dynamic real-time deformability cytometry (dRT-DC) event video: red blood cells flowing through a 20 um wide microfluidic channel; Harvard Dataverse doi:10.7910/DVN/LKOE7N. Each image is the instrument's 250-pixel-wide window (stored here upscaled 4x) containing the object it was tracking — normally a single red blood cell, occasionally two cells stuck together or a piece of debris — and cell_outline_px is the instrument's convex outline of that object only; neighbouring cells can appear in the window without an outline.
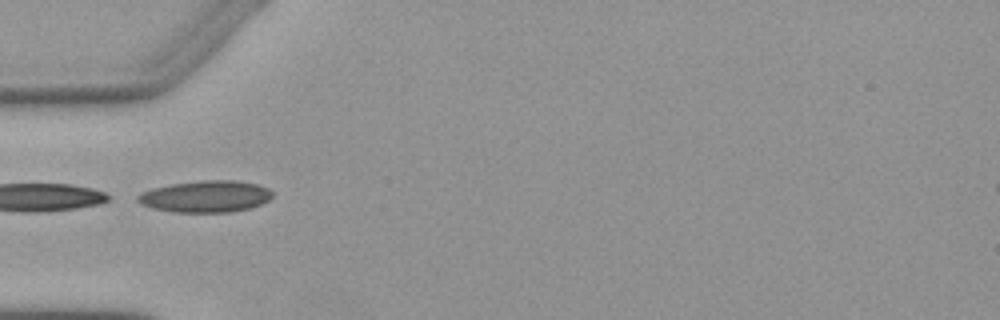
{"species": "Egyptian fruit bat (a non-hibernating species)", "species_latin": "Rousettus aegyptiacus", "temperature_condition": "warm", "stored_images_in_passage": 4, "camera_frame_rate_fps": 3000, "um_per_image_px": 0.085, "animal": {"sex": "female"}, "frame": {"image": 1, "passage_image": 1, "time_ms": 0.0, "image_size_px": [1000, 320], "cell_outline_px": [[272, 196], [268, 200], [260, 204], [248, 208], [232, 212], [176, 212], [152, 208], [140, 204], [136, 200], [136, 196], [140, 192], [152, 188], [172, 184], [204, 180], [236, 180], [256, 184], [268, 188], [272, 192]], "centroid_in_image_um": [17.44, 16.69], "position_along_channel_um": 67.6, "area_um2": 24.85}}
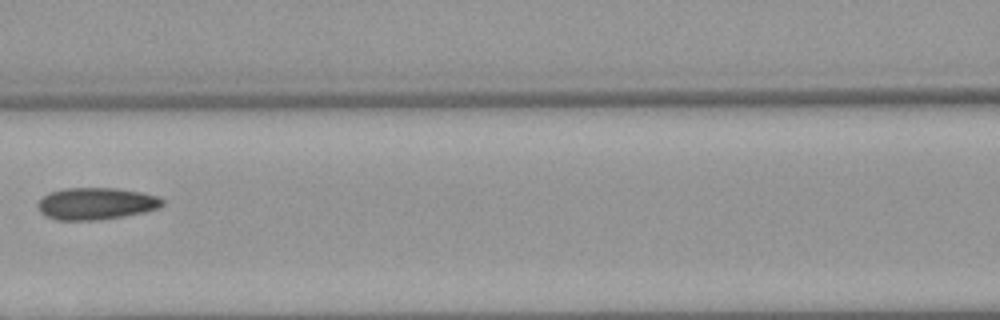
{"frame": {"image": 2, "passage_image": 3, "time_ms": 2.333, "image_size_px": [1000, 320], "cell_outline_px": [[164, 204], [160, 208], [144, 212], [124, 216], [100, 220], [56, 220], [40, 212], [36, 204], [48, 192], [64, 188], [116, 188], [140, 192], [156, 196], [164, 200]], "centroid_in_image_um": [8.16, 17.31], "position_along_channel_um": 158.4, "area_um2": 23.29}}
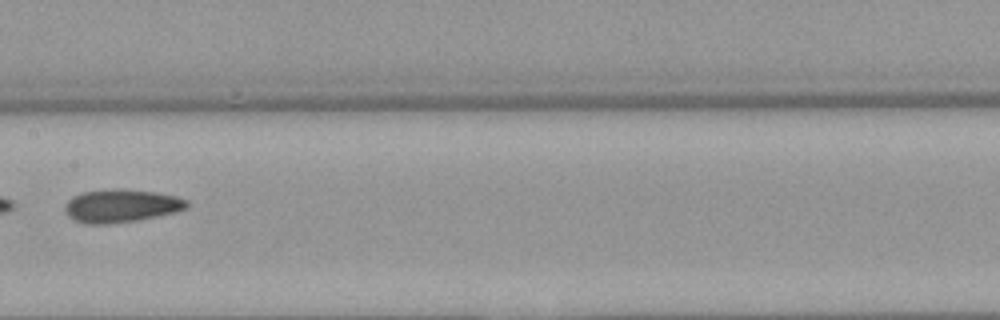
{"frame": {"image": 3, "passage_image": 4, "time_ms": 3.333, "image_size_px": [1000, 320], "cell_outline_px": [[188, 208], [176, 212], [136, 220], [104, 224], [88, 224], [76, 220], [68, 216], [64, 208], [64, 204], [72, 196], [84, 192], [112, 188], [120, 188], [156, 192], [176, 196], [188, 200]], "centroid_in_image_um": [10.3, 17.48], "position_along_channel_um": 197.1, "area_um2": 23.52}}